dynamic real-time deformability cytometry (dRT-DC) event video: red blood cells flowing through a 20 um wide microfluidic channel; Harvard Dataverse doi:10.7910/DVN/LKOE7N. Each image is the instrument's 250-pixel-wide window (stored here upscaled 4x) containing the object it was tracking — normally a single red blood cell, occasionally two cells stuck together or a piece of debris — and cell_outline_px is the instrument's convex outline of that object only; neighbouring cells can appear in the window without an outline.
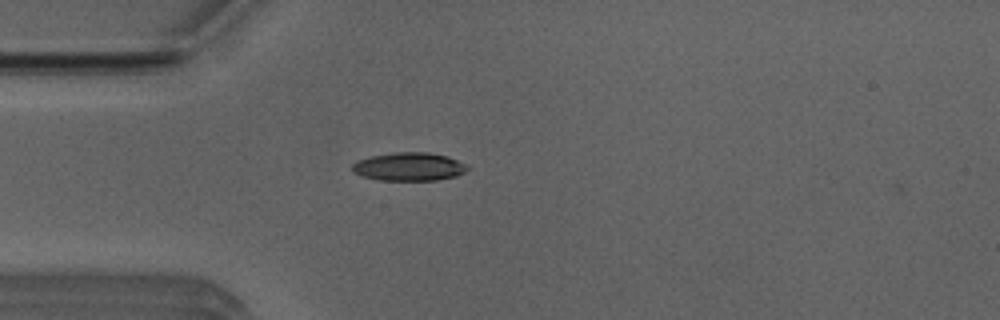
{"species": "Egyptian fruit bat (a non-hibernating species)", "species_latin": "Rousettus aegyptiacus", "temperature_condition": "room temperature", "stored_images_in_passage": 38, "camera_frame_rate_fps": 3000, "um_per_image_px": 0.085, "animal": {"sex": "male"}, "frame": {"image": 1, "passage_image": 1, "time_ms": 0.0, "image_size_px": [1000, 320], "cell_outline_px": [[468, 168], [464, 172], [456, 176], [436, 180], [380, 180], [360, 176], [352, 172], [352, 164], [356, 160], [372, 156], [396, 152], [428, 152], [448, 156], [464, 164]], "centroid_in_image_um": [34.72, 14.17], "position_along_channel_um": 50.3, "area_um2": 18.96}}
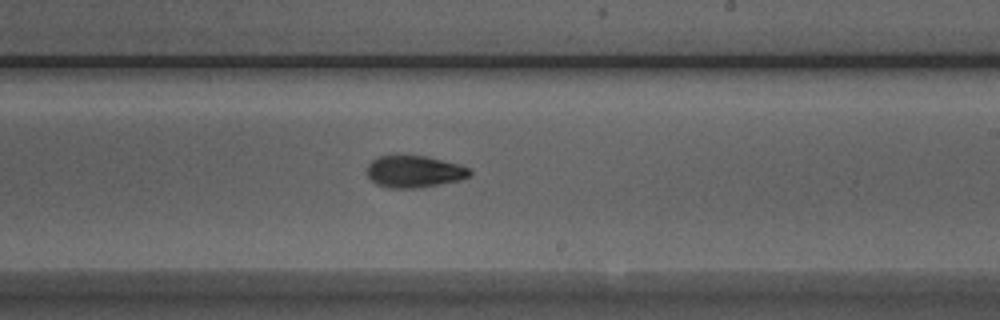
{"frame": {"image": 2, "passage_image": 17, "time_ms": 5.333, "image_size_px": [1000, 320], "cell_outline_px": [[472, 172], [468, 176], [460, 180], [420, 188], [388, 188], [376, 184], [368, 176], [368, 164], [376, 156], [396, 152], [424, 156], [460, 164], [468, 168]], "centroid_in_image_um": [35.16, 14.54], "position_along_channel_um": 253.8, "area_um2": 19.71}}
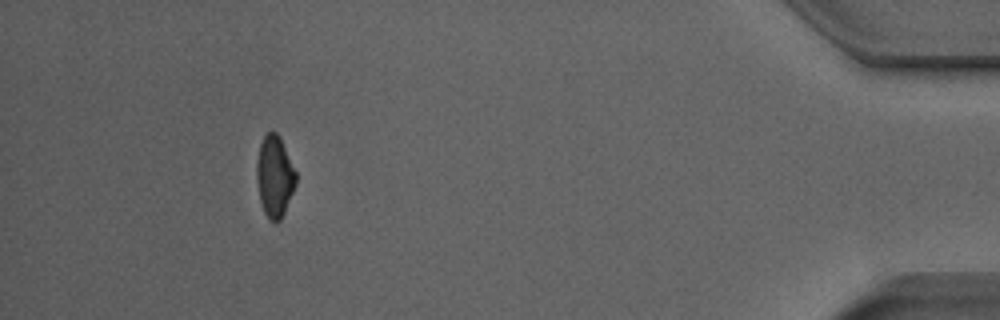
{"frame": {"image": 3, "passage_image": 34, "time_ms": 11.0, "image_size_px": [1000, 320], "cell_outline_px": [[296, 184], [284, 212], [280, 220], [276, 224], [268, 220], [264, 212], [260, 200], [256, 176], [256, 164], [260, 144], [264, 136], [268, 132], [276, 132], [280, 136], [296, 172]], "centroid_in_image_um": [23.34, 15.01], "position_along_channel_um": 411.9, "area_um2": 18.61}, "authors_computed_cell_mechanics": {"area_um2": 19.2763, "velocity_mm_per_s": 3.9783, "shape_relaxation_time_tau1_ms": 4.3427, "shape_relaxation_time_tau2_ms": 6.9849, "deformation_change_tau1": 0.1382, "deformation_change_tau2": 0.1472}}